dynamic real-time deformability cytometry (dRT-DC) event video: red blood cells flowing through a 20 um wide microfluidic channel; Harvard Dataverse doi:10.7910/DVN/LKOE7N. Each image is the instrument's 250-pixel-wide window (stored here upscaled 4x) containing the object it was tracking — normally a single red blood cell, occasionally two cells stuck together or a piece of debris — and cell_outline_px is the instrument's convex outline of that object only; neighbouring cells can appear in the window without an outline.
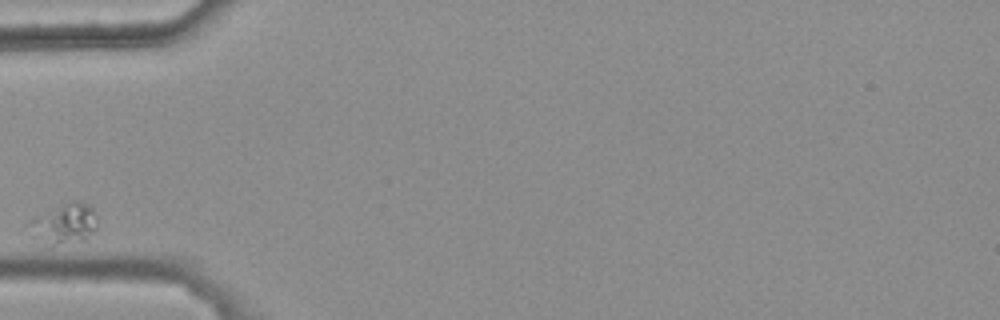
{"species": "common noctule bat (a hibernating species)", "species_latin": "Nyctalus noctula", "temperature_condition": "warm", "stored_images_in_passage": 4, "camera_frame_rate_fps": 3000, "um_per_image_px": 0.085, "animal": {"sex": "female", "body_mass_g": 25.1}, "frame": {"image": 1, "passage_image": 1, "time_ms": 0.0, "image_size_px": [1000, 320], "cell_outline_px": [[96, 228], [88, 240], [52, 248], [48, 248], [32, 236], [24, 224], [36, 216], [68, 200], [80, 200], [92, 208], [96, 216]], "centroid_in_image_um": [5.41, 19.08], "position_along_channel_um": 79.6, "area_um2": 17.11}}
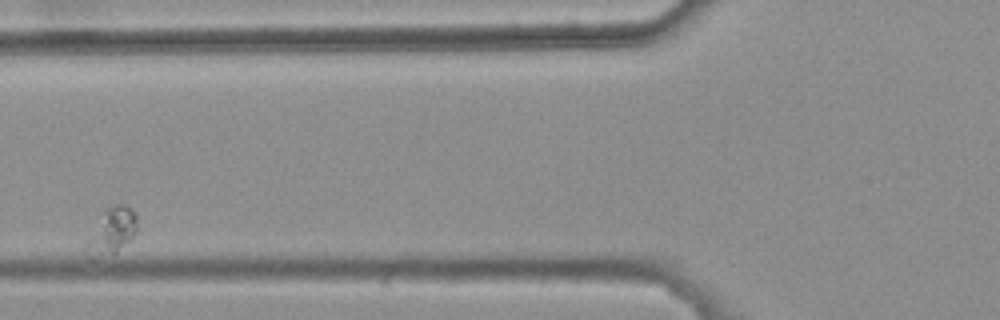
{"frame": {"image": 2, "passage_image": 2, "time_ms": 0.333, "image_size_px": [1000, 320], "cell_outline_px": [[136, 232], [116, 252], [92, 260], [88, 260], [84, 252], [84, 248], [100, 212], [104, 208], [116, 204], [124, 204], [132, 208], [136, 212]], "centroid_in_image_um": [9.43, 19.65], "position_along_channel_um": 116.4, "area_um2": 13.99}}
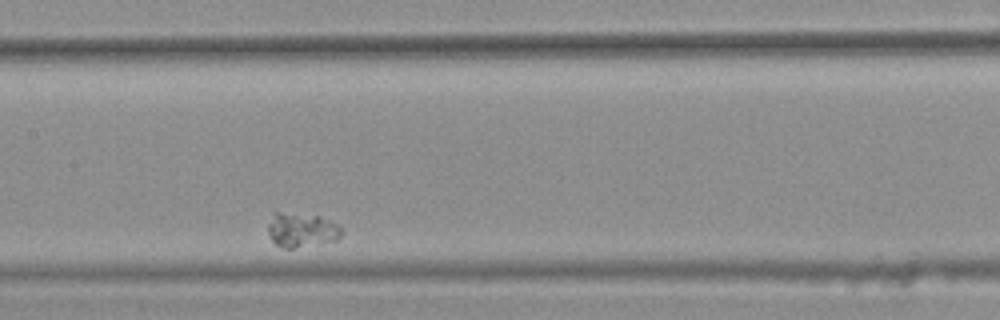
{"frame": {"image": 3, "passage_image": 4, "time_ms": 1.0, "image_size_px": [1000, 320], "cell_outline_px": [[344, 232], [336, 240], [292, 248], [284, 248], [276, 244], [268, 236], [268, 224], [272, 212], [280, 212], [320, 216], [340, 224]], "centroid_in_image_um": [25.64, 19.53], "position_along_channel_um": 181.8, "area_um2": 14.85}}